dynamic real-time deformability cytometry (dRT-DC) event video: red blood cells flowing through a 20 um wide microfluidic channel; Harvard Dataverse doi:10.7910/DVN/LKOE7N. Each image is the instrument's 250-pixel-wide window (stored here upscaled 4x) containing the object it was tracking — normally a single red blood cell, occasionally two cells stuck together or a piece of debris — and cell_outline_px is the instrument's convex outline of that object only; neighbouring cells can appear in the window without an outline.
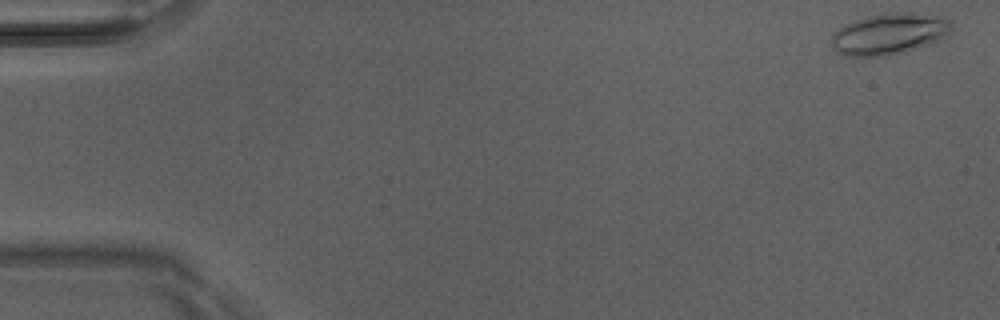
{"species": "Egyptian fruit bat (a non-hibernating species)", "species_latin": "Rousettus aegyptiacus", "temperature_condition": "room temperature", "stored_images_in_passage": 50, "camera_frame_rate_fps": 3000, "um_per_image_px": 0.085, "animal": {"sex": "male"}, "frame": {"image": 1, "passage_image": 1, "time_ms": 0.0, "image_size_px": [1000, 320], "cell_outline_px": [[952, 32], [948, 36], [940, 40], [928, 44], [888, 56], [844, 56], [832, 48], [832, 36], [840, 28], [856, 20], [868, 16], [896, 12], [916, 12], [940, 16], [948, 20], [952, 24]], "centroid_in_image_um": [75.64, 2.88], "position_along_channel_um": 9.4, "area_um2": 28.73}}
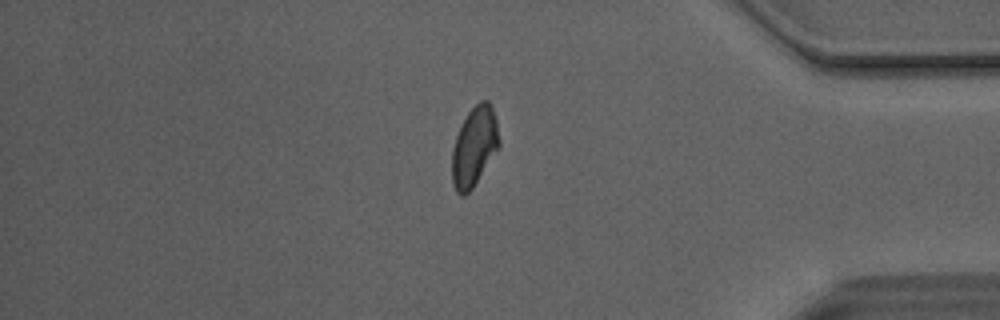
{"frame": {"image": 2, "passage_image": 42, "time_ms": 13.667, "image_size_px": [1000, 320], "cell_outline_px": [[500, 144], [472, 188], [464, 196], [460, 196], [456, 192], [452, 184], [452, 148], [456, 136], [468, 112], [480, 100], [488, 100], [492, 104], [496, 120], [500, 140]], "centroid_in_image_um": [40.3, 12.45], "position_along_channel_um": 394.9, "area_um2": 21.62}}
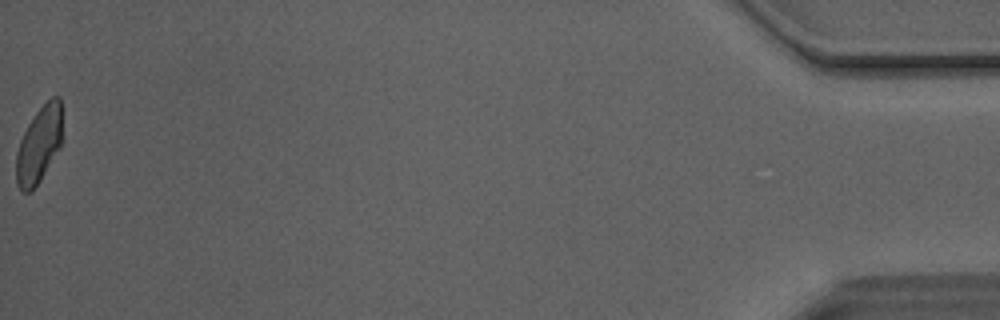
{"frame": {"image": 3, "passage_image": 50, "time_ms": 16.333, "image_size_px": [1000, 320], "cell_outline_px": [[64, 140], [60, 148], [40, 180], [32, 192], [20, 192], [16, 184], [16, 152], [20, 140], [28, 124], [36, 112], [52, 96], [60, 96]], "centroid_in_image_um": [3.34, 12.31], "position_along_channel_um": 431.9, "area_um2": 21.04}, "authors_computed_cell_mechanics": {"area_um2": 21.9062, "velocity_mm_per_s": 4.1079, "shape_relaxation_time_tau1_ms": 4.6251, "shape_relaxation_time_tau2_ms": 4.3399, "deformation_change_tau1": 0.1491, "deformation_change_tau2": 0.0854}}